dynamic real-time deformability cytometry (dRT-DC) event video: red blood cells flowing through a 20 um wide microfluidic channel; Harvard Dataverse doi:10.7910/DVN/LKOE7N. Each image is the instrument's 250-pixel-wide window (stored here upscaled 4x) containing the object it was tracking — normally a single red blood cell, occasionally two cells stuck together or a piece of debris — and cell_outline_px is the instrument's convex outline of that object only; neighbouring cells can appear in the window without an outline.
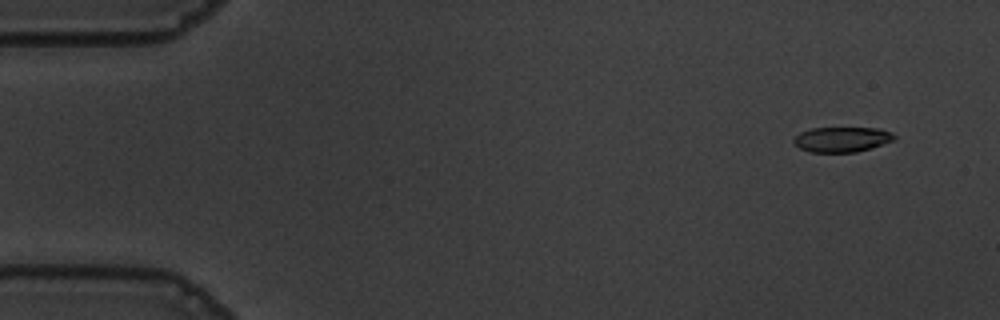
{"species": "common noctule bat (a hibernating species)", "species_latin": "Nyctalus noctula", "temperature_condition": "warm", "stored_images_in_passage": 56, "camera_frame_rate_fps": 3000, "um_per_image_px": 0.085, "animal": {"sex": "male", "body_mass_g": 19.5, "forearm_length_mm": 54.6}, "frame": {"image": 1, "passage_image": 4, "time_ms": 1.0, "image_size_px": [1000, 320], "cell_outline_px": [[896, 140], [872, 148], [856, 152], [808, 152], [800, 148], [792, 140], [800, 132], [812, 128], [880, 128], [892, 132], [896, 136]], "centroid_in_image_um": [71.61, 11.85], "position_along_channel_um": 13.4, "area_um2": 14.85}}
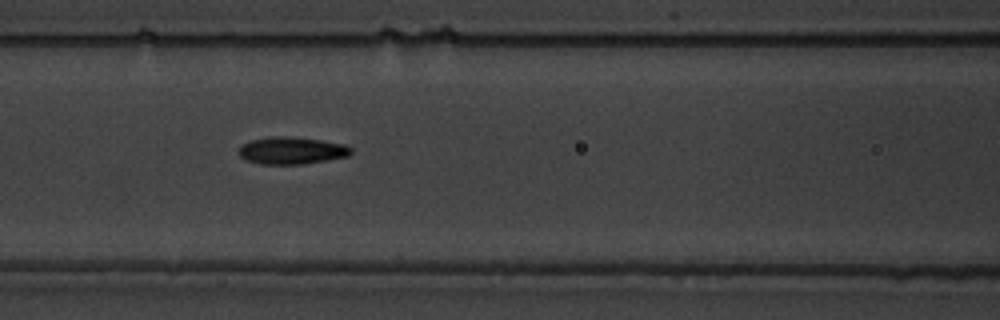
{"frame": {"image": 2, "passage_image": 24, "time_ms": 7.667, "image_size_px": [1000, 320], "cell_outline_px": [[352, 152], [348, 156], [304, 164], [260, 164], [248, 160], [240, 156], [240, 144], [252, 140], [272, 136], [288, 136], [320, 140], [344, 144], [352, 148]], "centroid_in_image_um": [24.8, 12.79], "position_along_channel_um": 141.8, "area_um2": 17.69}}
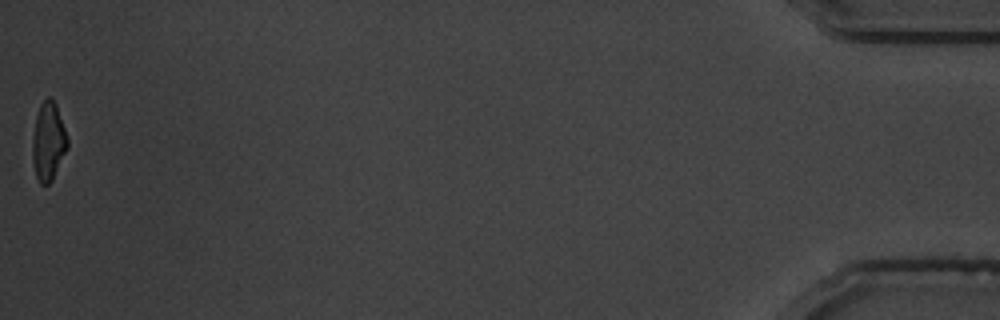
{"frame": {"image": 3, "passage_image": 56, "time_ms": 18.333, "image_size_px": [1000, 320], "cell_outline_px": [[68, 148], [52, 180], [48, 184], [40, 184], [36, 176], [32, 160], [32, 136], [36, 116], [40, 104], [48, 96], [52, 96], [56, 104], [68, 140]], "centroid_in_image_um": [4.1, 12.01], "position_along_channel_um": 431.1, "area_um2": 16.07}, "authors_computed_cell_mechanics": {"area_um2": 16.7331, "velocity_mm_per_s": 3.6268, "shape_relaxation_time_tau1_ms": 4.87, "shape_relaxation_time_tau2_ms": 2.1673, "deformation_change_tau1": 0.1769, "deformation_change_tau2": 0.097}}